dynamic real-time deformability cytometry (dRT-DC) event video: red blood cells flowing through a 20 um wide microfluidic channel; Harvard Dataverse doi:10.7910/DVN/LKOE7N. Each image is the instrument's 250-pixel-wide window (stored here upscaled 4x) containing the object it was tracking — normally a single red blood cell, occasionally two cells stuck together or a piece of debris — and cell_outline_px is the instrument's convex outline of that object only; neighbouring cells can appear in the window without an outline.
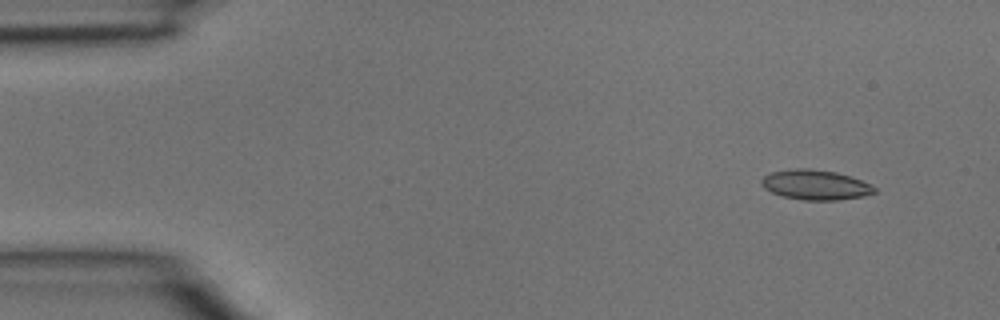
{"species": "common noctule bat (a hibernating species)", "species_latin": "Nyctalus noctula", "temperature_condition": "room temperature", "stored_images_in_passage": 3, "camera_frame_rate_fps": 3000, "um_per_image_px": 0.085, "animal": {"sex": "male", "body_mass_g": 15.6}, "frame": {"image": 1, "passage_image": 1, "time_ms": 0.0, "image_size_px": [1000, 320], "cell_outline_px": [[876, 192], [864, 196], [836, 200], [804, 200], [784, 196], [772, 192], [764, 188], [760, 184], [760, 180], [764, 176], [772, 172], [796, 168], [808, 168], [836, 172], [872, 184], [876, 188]], "centroid_in_image_um": [69.31, 15.71], "position_along_channel_um": 15.7, "area_um2": 19.59}}